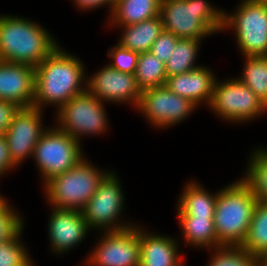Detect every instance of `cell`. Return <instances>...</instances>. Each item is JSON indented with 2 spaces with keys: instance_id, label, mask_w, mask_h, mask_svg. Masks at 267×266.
Listing matches in <instances>:
<instances>
[{
  "instance_id": "6da1fadb",
  "label": "cell",
  "mask_w": 267,
  "mask_h": 266,
  "mask_svg": "<svg viewBox=\"0 0 267 266\" xmlns=\"http://www.w3.org/2000/svg\"><path fill=\"white\" fill-rule=\"evenodd\" d=\"M62 50L58 46L35 67V96L32 107L42 110L43 106L53 104L59 110L71 98L87 91L83 63Z\"/></svg>"
},
{
  "instance_id": "7a4b0ae2",
  "label": "cell",
  "mask_w": 267,
  "mask_h": 266,
  "mask_svg": "<svg viewBox=\"0 0 267 266\" xmlns=\"http://www.w3.org/2000/svg\"><path fill=\"white\" fill-rule=\"evenodd\" d=\"M58 44L46 29L35 22L0 15V61L39 65Z\"/></svg>"
},
{
  "instance_id": "3957f363",
  "label": "cell",
  "mask_w": 267,
  "mask_h": 266,
  "mask_svg": "<svg viewBox=\"0 0 267 266\" xmlns=\"http://www.w3.org/2000/svg\"><path fill=\"white\" fill-rule=\"evenodd\" d=\"M258 199L243 179L217 192L213 217L217 242L221 246H241Z\"/></svg>"
},
{
  "instance_id": "277c9868",
  "label": "cell",
  "mask_w": 267,
  "mask_h": 266,
  "mask_svg": "<svg viewBox=\"0 0 267 266\" xmlns=\"http://www.w3.org/2000/svg\"><path fill=\"white\" fill-rule=\"evenodd\" d=\"M209 0H161L160 16L165 31L179 39H203L221 32L224 10H219Z\"/></svg>"
},
{
  "instance_id": "5b68a950",
  "label": "cell",
  "mask_w": 267,
  "mask_h": 266,
  "mask_svg": "<svg viewBox=\"0 0 267 266\" xmlns=\"http://www.w3.org/2000/svg\"><path fill=\"white\" fill-rule=\"evenodd\" d=\"M97 169L84 157L70 170L53 176L44 183L47 201L54 208L82 211L109 173Z\"/></svg>"
},
{
  "instance_id": "8992f818",
  "label": "cell",
  "mask_w": 267,
  "mask_h": 266,
  "mask_svg": "<svg viewBox=\"0 0 267 266\" xmlns=\"http://www.w3.org/2000/svg\"><path fill=\"white\" fill-rule=\"evenodd\" d=\"M80 146V142L58 127H46L32 155L44 183L70 170L84 158Z\"/></svg>"
},
{
  "instance_id": "52a82bcc",
  "label": "cell",
  "mask_w": 267,
  "mask_h": 266,
  "mask_svg": "<svg viewBox=\"0 0 267 266\" xmlns=\"http://www.w3.org/2000/svg\"><path fill=\"white\" fill-rule=\"evenodd\" d=\"M233 14L224 12V29H233L241 53L267 56V6L242 0Z\"/></svg>"
},
{
  "instance_id": "ba28073f",
  "label": "cell",
  "mask_w": 267,
  "mask_h": 266,
  "mask_svg": "<svg viewBox=\"0 0 267 266\" xmlns=\"http://www.w3.org/2000/svg\"><path fill=\"white\" fill-rule=\"evenodd\" d=\"M215 115L229 122H246L264 114L267 107L239 78L215 82L208 106Z\"/></svg>"
},
{
  "instance_id": "9c48e42d",
  "label": "cell",
  "mask_w": 267,
  "mask_h": 266,
  "mask_svg": "<svg viewBox=\"0 0 267 266\" xmlns=\"http://www.w3.org/2000/svg\"><path fill=\"white\" fill-rule=\"evenodd\" d=\"M119 181L116 173L109 172L84 206L82 214L91 230L121 231L134 226L118 220L124 209V195Z\"/></svg>"
},
{
  "instance_id": "30bf717a",
  "label": "cell",
  "mask_w": 267,
  "mask_h": 266,
  "mask_svg": "<svg viewBox=\"0 0 267 266\" xmlns=\"http://www.w3.org/2000/svg\"><path fill=\"white\" fill-rule=\"evenodd\" d=\"M103 104L88 91L74 96L57 111L56 126L78 142L83 135L105 133L108 118Z\"/></svg>"
},
{
  "instance_id": "8fae6325",
  "label": "cell",
  "mask_w": 267,
  "mask_h": 266,
  "mask_svg": "<svg viewBox=\"0 0 267 266\" xmlns=\"http://www.w3.org/2000/svg\"><path fill=\"white\" fill-rule=\"evenodd\" d=\"M87 266H140V227L104 232Z\"/></svg>"
},
{
  "instance_id": "7c38bea8",
  "label": "cell",
  "mask_w": 267,
  "mask_h": 266,
  "mask_svg": "<svg viewBox=\"0 0 267 266\" xmlns=\"http://www.w3.org/2000/svg\"><path fill=\"white\" fill-rule=\"evenodd\" d=\"M196 108L190 100L171 92L166 85L142 91L137 106L150 121L148 123L163 129L182 122Z\"/></svg>"
},
{
  "instance_id": "4fadbf2b",
  "label": "cell",
  "mask_w": 267,
  "mask_h": 266,
  "mask_svg": "<svg viewBox=\"0 0 267 266\" xmlns=\"http://www.w3.org/2000/svg\"><path fill=\"white\" fill-rule=\"evenodd\" d=\"M42 121V110L39 108H20L4 133L10 157L16 166L25 158L32 157L38 140L46 130Z\"/></svg>"
},
{
  "instance_id": "5bb4252c",
  "label": "cell",
  "mask_w": 267,
  "mask_h": 266,
  "mask_svg": "<svg viewBox=\"0 0 267 266\" xmlns=\"http://www.w3.org/2000/svg\"><path fill=\"white\" fill-rule=\"evenodd\" d=\"M87 91L101 102H129L136 108L140 102L141 90L135 74L120 72L109 65L102 67L88 78Z\"/></svg>"
},
{
  "instance_id": "9a60e30c",
  "label": "cell",
  "mask_w": 267,
  "mask_h": 266,
  "mask_svg": "<svg viewBox=\"0 0 267 266\" xmlns=\"http://www.w3.org/2000/svg\"><path fill=\"white\" fill-rule=\"evenodd\" d=\"M35 96V67L0 61V100L32 107Z\"/></svg>"
},
{
  "instance_id": "2e32d148",
  "label": "cell",
  "mask_w": 267,
  "mask_h": 266,
  "mask_svg": "<svg viewBox=\"0 0 267 266\" xmlns=\"http://www.w3.org/2000/svg\"><path fill=\"white\" fill-rule=\"evenodd\" d=\"M48 222V234L53 252L62 254L69 252L85 239L90 227L83 217L82 211L52 208Z\"/></svg>"
},
{
  "instance_id": "e0dca14e",
  "label": "cell",
  "mask_w": 267,
  "mask_h": 266,
  "mask_svg": "<svg viewBox=\"0 0 267 266\" xmlns=\"http://www.w3.org/2000/svg\"><path fill=\"white\" fill-rule=\"evenodd\" d=\"M216 80L209 68L200 66L189 72L168 77L165 85L171 92L199 106L203 102L210 104Z\"/></svg>"
},
{
  "instance_id": "ac0fdd59",
  "label": "cell",
  "mask_w": 267,
  "mask_h": 266,
  "mask_svg": "<svg viewBox=\"0 0 267 266\" xmlns=\"http://www.w3.org/2000/svg\"><path fill=\"white\" fill-rule=\"evenodd\" d=\"M177 245L176 239L140 228V266H182Z\"/></svg>"
},
{
  "instance_id": "d6986e66",
  "label": "cell",
  "mask_w": 267,
  "mask_h": 266,
  "mask_svg": "<svg viewBox=\"0 0 267 266\" xmlns=\"http://www.w3.org/2000/svg\"><path fill=\"white\" fill-rule=\"evenodd\" d=\"M161 0H115L111 25L129 26L160 16Z\"/></svg>"
},
{
  "instance_id": "ffe728a7",
  "label": "cell",
  "mask_w": 267,
  "mask_h": 266,
  "mask_svg": "<svg viewBox=\"0 0 267 266\" xmlns=\"http://www.w3.org/2000/svg\"><path fill=\"white\" fill-rule=\"evenodd\" d=\"M122 37L118 44L122 48L129 49L137 53H145L151 50L153 42L163 32V22L161 16H157L140 23L121 26Z\"/></svg>"
},
{
  "instance_id": "44dd1931",
  "label": "cell",
  "mask_w": 267,
  "mask_h": 266,
  "mask_svg": "<svg viewBox=\"0 0 267 266\" xmlns=\"http://www.w3.org/2000/svg\"><path fill=\"white\" fill-rule=\"evenodd\" d=\"M216 198L217 193H209L196 181H190L178 200L177 216H214Z\"/></svg>"
},
{
  "instance_id": "7402d4cb",
  "label": "cell",
  "mask_w": 267,
  "mask_h": 266,
  "mask_svg": "<svg viewBox=\"0 0 267 266\" xmlns=\"http://www.w3.org/2000/svg\"><path fill=\"white\" fill-rule=\"evenodd\" d=\"M214 216H178L182 228L184 241L196 248L207 247L211 250L221 247L217 242V235L214 228ZM214 247V248H213Z\"/></svg>"
},
{
  "instance_id": "603a6c76",
  "label": "cell",
  "mask_w": 267,
  "mask_h": 266,
  "mask_svg": "<svg viewBox=\"0 0 267 266\" xmlns=\"http://www.w3.org/2000/svg\"><path fill=\"white\" fill-rule=\"evenodd\" d=\"M241 247L257 258L267 253V202H257Z\"/></svg>"
},
{
  "instance_id": "cb8c5ba5",
  "label": "cell",
  "mask_w": 267,
  "mask_h": 266,
  "mask_svg": "<svg viewBox=\"0 0 267 266\" xmlns=\"http://www.w3.org/2000/svg\"><path fill=\"white\" fill-rule=\"evenodd\" d=\"M202 39L184 38L179 39L174 51L165 63L167 78L189 72L200 67L195 65L196 57L199 53V45Z\"/></svg>"
},
{
  "instance_id": "d4e9b609",
  "label": "cell",
  "mask_w": 267,
  "mask_h": 266,
  "mask_svg": "<svg viewBox=\"0 0 267 266\" xmlns=\"http://www.w3.org/2000/svg\"><path fill=\"white\" fill-rule=\"evenodd\" d=\"M135 78L138 88L142 91L166 84L165 63L150 51L139 53Z\"/></svg>"
},
{
  "instance_id": "484cf974",
  "label": "cell",
  "mask_w": 267,
  "mask_h": 266,
  "mask_svg": "<svg viewBox=\"0 0 267 266\" xmlns=\"http://www.w3.org/2000/svg\"><path fill=\"white\" fill-rule=\"evenodd\" d=\"M239 79L247 85L267 107V56H246Z\"/></svg>"
},
{
  "instance_id": "4316f807",
  "label": "cell",
  "mask_w": 267,
  "mask_h": 266,
  "mask_svg": "<svg viewBox=\"0 0 267 266\" xmlns=\"http://www.w3.org/2000/svg\"><path fill=\"white\" fill-rule=\"evenodd\" d=\"M244 176L258 201L267 202V149H256L252 155Z\"/></svg>"
},
{
  "instance_id": "83f0119b",
  "label": "cell",
  "mask_w": 267,
  "mask_h": 266,
  "mask_svg": "<svg viewBox=\"0 0 267 266\" xmlns=\"http://www.w3.org/2000/svg\"><path fill=\"white\" fill-rule=\"evenodd\" d=\"M214 250L208 266H258V258L241 246H221Z\"/></svg>"
},
{
  "instance_id": "f1b7e54d",
  "label": "cell",
  "mask_w": 267,
  "mask_h": 266,
  "mask_svg": "<svg viewBox=\"0 0 267 266\" xmlns=\"http://www.w3.org/2000/svg\"><path fill=\"white\" fill-rule=\"evenodd\" d=\"M22 232L23 229L10 240L0 243V266H33L27 249L20 241Z\"/></svg>"
},
{
  "instance_id": "f546056e",
  "label": "cell",
  "mask_w": 267,
  "mask_h": 266,
  "mask_svg": "<svg viewBox=\"0 0 267 266\" xmlns=\"http://www.w3.org/2000/svg\"><path fill=\"white\" fill-rule=\"evenodd\" d=\"M7 202L0 207V243L10 240L24 229V221Z\"/></svg>"
},
{
  "instance_id": "4dcf8cb0",
  "label": "cell",
  "mask_w": 267,
  "mask_h": 266,
  "mask_svg": "<svg viewBox=\"0 0 267 266\" xmlns=\"http://www.w3.org/2000/svg\"><path fill=\"white\" fill-rule=\"evenodd\" d=\"M108 57L112 59L110 67L123 73L135 74L139 53L117 44L108 52Z\"/></svg>"
},
{
  "instance_id": "1f68e13d",
  "label": "cell",
  "mask_w": 267,
  "mask_h": 266,
  "mask_svg": "<svg viewBox=\"0 0 267 266\" xmlns=\"http://www.w3.org/2000/svg\"><path fill=\"white\" fill-rule=\"evenodd\" d=\"M178 40L179 38L176 35L163 30L160 36L153 42L150 52L166 63L174 51Z\"/></svg>"
},
{
  "instance_id": "d6a6232c",
  "label": "cell",
  "mask_w": 267,
  "mask_h": 266,
  "mask_svg": "<svg viewBox=\"0 0 267 266\" xmlns=\"http://www.w3.org/2000/svg\"><path fill=\"white\" fill-rule=\"evenodd\" d=\"M20 108L21 107L13 102L0 100V134L6 132Z\"/></svg>"
},
{
  "instance_id": "836d02e7",
  "label": "cell",
  "mask_w": 267,
  "mask_h": 266,
  "mask_svg": "<svg viewBox=\"0 0 267 266\" xmlns=\"http://www.w3.org/2000/svg\"><path fill=\"white\" fill-rule=\"evenodd\" d=\"M15 167L17 166L10 157L7 140L4 134H0V176Z\"/></svg>"
},
{
  "instance_id": "e575fe53",
  "label": "cell",
  "mask_w": 267,
  "mask_h": 266,
  "mask_svg": "<svg viewBox=\"0 0 267 266\" xmlns=\"http://www.w3.org/2000/svg\"><path fill=\"white\" fill-rule=\"evenodd\" d=\"M74 1H75L76 7L81 8L83 10L84 9L91 10V9L99 8L100 6L102 7L106 4L110 6L109 11L112 12L115 0H74Z\"/></svg>"
},
{
  "instance_id": "d590c367",
  "label": "cell",
  "mask_w": 267,
  "mask_h": 266,
  "mask_svg": "<svg viewBox=\"0 0 267 266\" xmlns=\"http://www.w3.org/2000/svg\"><path fill=\"white\" fill-rule=\"evenodd\" d=\"M258 266H267V253L258 258Z\"/></svg>"
},
{
  "instance_id": "8d00e7d4",
  "label": "cell",
  "mask_w": 267,
  "mask_h": 266,
  "mask_svg": "<svg viewBox=\"0 0 267 266\" xmlns=\"http://www.w3.org/2000/svg\"><path fill=\"white\" fill-rule=\"evenodd\" d=\"M250 1L262 4L263 6H267V0H250Z\"/></svg>"
},
{
  "instance_id": "74e56055",
  "label": "cell",
  "mask_w": 267,
  "mask_h": 266,
  "mask_svg": "<svg viewBox=\"0 0 267 266\" xmlns=\"http://www.w3.org/2000/svg\"><path fill=\"white\" fill-rule=\"evenodd\" d=\"M6 198H4V196L2 197V195L0 194V207L6 202Z\"/></svg>"
}]
</instances>
